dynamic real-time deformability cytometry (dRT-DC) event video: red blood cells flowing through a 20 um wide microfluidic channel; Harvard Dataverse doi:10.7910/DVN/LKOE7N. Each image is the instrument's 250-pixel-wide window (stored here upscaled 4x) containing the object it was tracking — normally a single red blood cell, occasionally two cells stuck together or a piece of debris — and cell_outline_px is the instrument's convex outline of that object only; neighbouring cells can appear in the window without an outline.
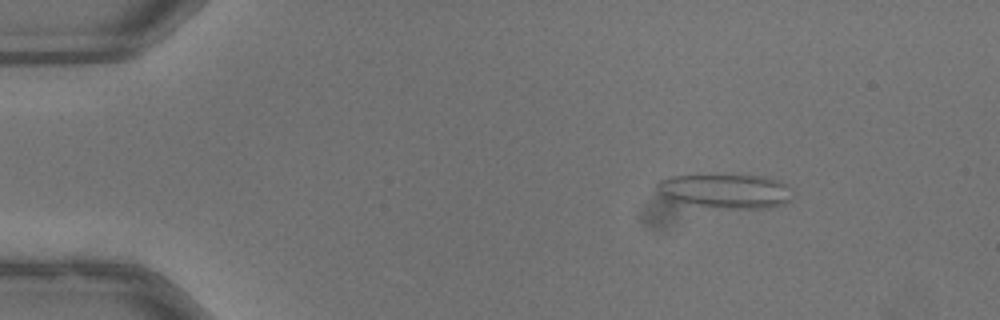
{"species": "common noctule bat (a hibernating species)", "species_latin": "Nyctalus noctula", "temperature_condition": "warm", "stored_images_in_passage": 55, "camera_frame_rate_fps": 3000, "um_per_image_px": 0.085, "animal": {"sex": "male", "body_mass_g": 13.3}, "frame": {"image": 1, "passage_image": 9, "time_ms": 2.667, "image_size_px": [1000, 320], "cell_outline_px": [[788, 200], [780, 204], [768, 208], [732, 208], [696, 204], [672, 200], [664, 196], [656, 188], [656, 184], [660, 180], [672, 176], [756, 176], [776, 180], [784, 184]], "centroid_in_image_um": [61.58, 16.24], "position_along_channel_um": 23.4, "area_um2": 25.49}}
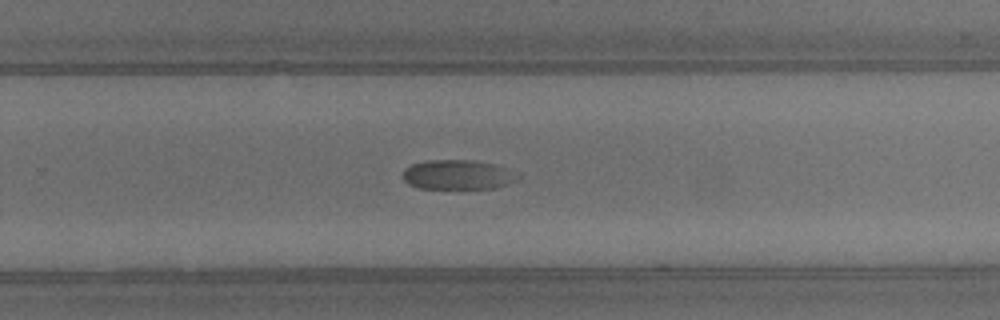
{"frame": {"image": 2, "passage_image": 37, "time_ms": 12.0, "image_size_px": [1000, 320], "cell_outline_px": [[520, 176], [516, 180], [496, 188], [416, 188], [408, 184], [404, 180], [404, 168], [412, 164], [424, 160], [476, 160], [496, 164]], "centroid_in_image_um": [38.87, 14.84], "position_along_channel_um": 290.9, "area_um2": 19.77}}
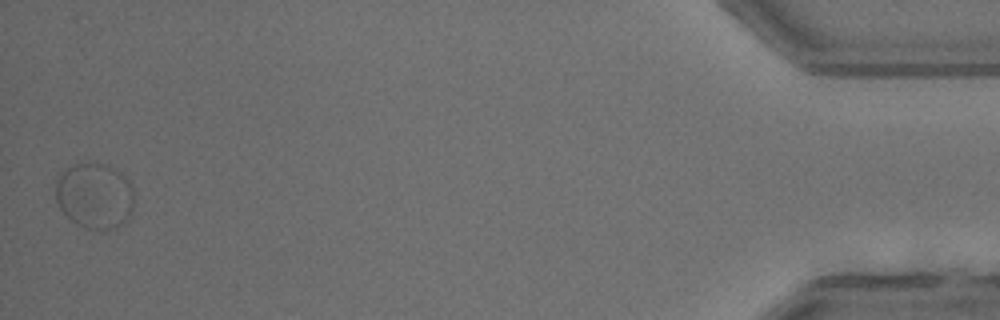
{"frame": {"image": 3, "passage_image": 55, "time_ms": 18.0, "image_size_px": [1000, 320], "cell_outline_px": [[132, 208], [124, 224], [116, 228], [100, 232], [76, 224], [60, 208], [56, 200], [56, 172], [76, 164], [108, 164], [120, 172], [128, 180], [132, 188]], "centroid_in_image_um": [8.02, 16.65], "position_along_channel_um": 427.2, "area_um2": 30.29}, "authors_computed_cell_mechanics": {"area_um2": 20.8658, "velocity_mm_per_s": 3.8224, "shape_relaxation_time_tau1_ms": 5.5328, "shape_relaxation_time_tau2_ms": null, "deformation_change_tau1": 0.1317, "deformation_change_tau2": null}}